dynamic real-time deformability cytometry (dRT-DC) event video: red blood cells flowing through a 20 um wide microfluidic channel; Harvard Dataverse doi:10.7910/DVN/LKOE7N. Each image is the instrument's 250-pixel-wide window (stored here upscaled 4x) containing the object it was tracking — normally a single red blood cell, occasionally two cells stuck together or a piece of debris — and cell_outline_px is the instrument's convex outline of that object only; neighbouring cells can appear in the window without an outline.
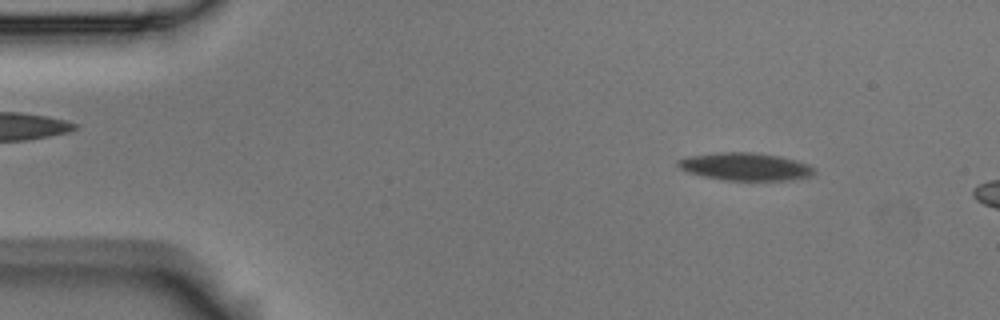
{"species": "Egyptian fruit bat (a non-hibernating species)", "species_latin": "Rousettus aegyptiacus", "temperature_condition": "room temperature", "stored_images_in_passage": 4, "camera_frame_rate_fps": 3000, "um_per_image_px": 0.085, "animal": {"sex": "male"}, "frame": {"image": 1, "passage_image": 2, "time_ms": 0.333, "image_size_px": [1000, 320], "cell_outline_px": [[816, 172], [812, 176], [788, 180], [724, 180], [704, 176], [688, 172], [680, 168], [676, 164], [676, 160], [688, 156], [716, 152], [752, 152], [780, 156], [796, 160], [808, 164], [816, 168]], "centroid_in_image_um": [63.36, 14.15], "position_along_channel_um": 21.6, "area_um2": 22.14}}